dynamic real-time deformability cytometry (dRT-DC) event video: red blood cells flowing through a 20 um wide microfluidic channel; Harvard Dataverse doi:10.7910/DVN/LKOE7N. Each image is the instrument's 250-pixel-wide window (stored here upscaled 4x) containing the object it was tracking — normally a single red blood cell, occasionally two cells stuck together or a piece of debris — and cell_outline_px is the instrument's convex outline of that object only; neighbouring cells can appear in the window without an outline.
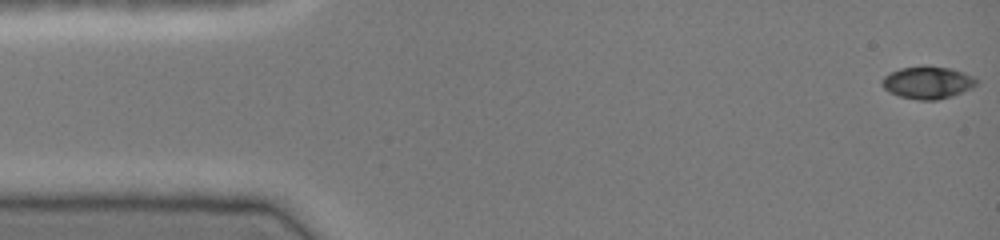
{"species": "common noctule bat (a hibernating species)", "species_latin": "Nyctalus noctula", "temperature_condition": "cold", "stored_images_in_passage": 47, "camera_frame_rate_fps": 3000, "um_per_image_px": 0.085, "animal": {"sex": "female", "body_mass_g": 19.0, "forearm_length_mm": 51.5}, "frame": {"image": 1, "passage_image": 1, "time_ms": 0.0, "image_size_px": [1000, 240], "cell_outline_px": [[980, 80], [972, 88], [952, 96], [936, 100], [920, 100], [900, 96], [888, 92], [880, 84], [880, 80], [884, 76], [900, 68], [920, 64], [924, 64], [948, 68], [964, 72]], "centroid_in_image_um": [78.83, 6.99], "position_along_channel_um": 6.2, "area_um2": 18.15}}
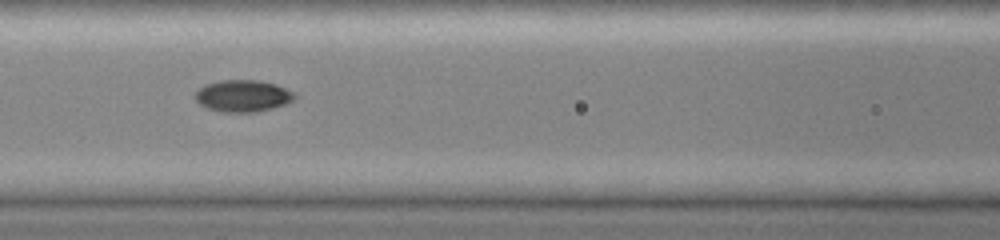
{"frame": {"image": 2, "passage_image": 20, "time_ms": 6.333, "image_size_px": [1000, 240], "cell_outline_px": [[296, 96], [292, 100], [284, 104], [272, 108], [256, 112], [224, 112], [208, 108], [200, 104], [192, 96], [204, 84], [220, 80], [260, 80], [276, 84], [296, 92]], "centroid_in_image_um": [20.64, 8.14], "position_along_channel_um": 146.0, "area_um2": 18.55}}
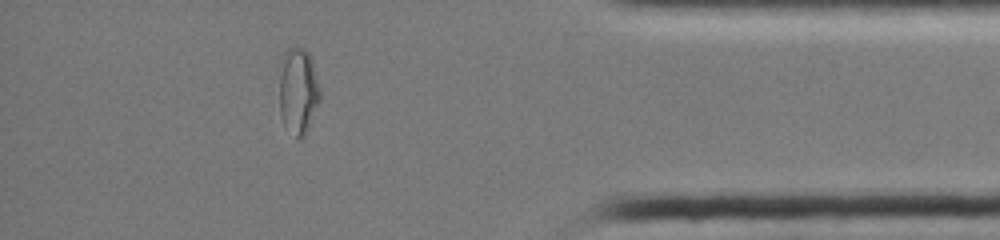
{"frame": {"image": 3, "passage_image": 41, "time_ms": 13.333, "image_size_px": [1000, 240], "cell_outline_px": [[320, 100], [304, 136], [300, 140], [296, 140], [284, 124], [280, 116], [280, 60], [284, 52], [288, 48], [304, 48], [308, 52], [312, 60], [320, 92]], "centroid_in_image_um": [25.33, 7.74], "position_along_channel_um": 409.9, "area_um2": 20.52}, "authors_computed_cell_mechanics": {"area_um2": 17.9758, "velocity_mm_per_s": 4.0924, "shape_relaxation_time_tau1_ms": 6.4401, "shape_relaxation_time_tau2_ms": 2.4836, "deformation_change_tau1": 0.2107, "deformation_change_tau2": 0.038}}